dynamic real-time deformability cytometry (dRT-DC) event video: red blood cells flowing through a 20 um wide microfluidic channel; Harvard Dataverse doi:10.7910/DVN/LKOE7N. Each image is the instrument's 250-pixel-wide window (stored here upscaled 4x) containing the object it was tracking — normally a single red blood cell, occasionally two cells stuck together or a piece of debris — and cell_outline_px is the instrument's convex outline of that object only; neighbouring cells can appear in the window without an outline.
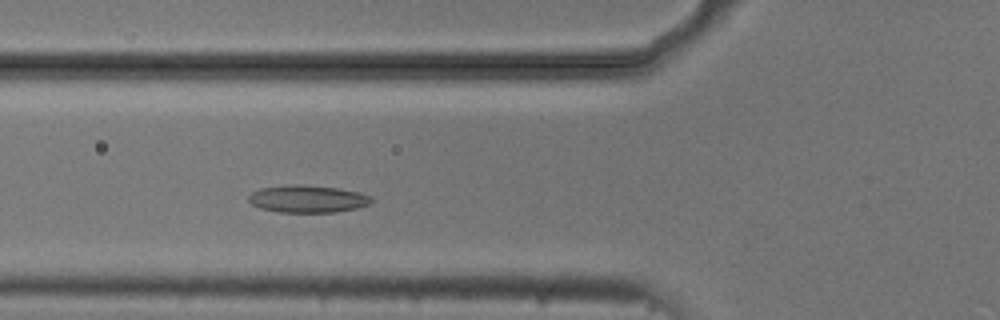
{"species": "common noctule bat (a hibernating species)", "species_latin": "Nyctalus noctula", "temperature_condition": "cold", "stored_images_in_passage": 4, "camera_frame_rate_fps": 3000, "um_per_image_px": 0.085, "animal": {"sex": "male", "body_mass_g": 20.5, "forearm_length_mm": 52.5}, "frame": {"image": 1, "passage_image": 4, "time_ms": 1.0, "image_size_px": [1000, 320], "cell_outline_px": [[376, 200], [372, 204], [356, 208], [336, 212], [280, 212], [260, 208], [252, 204], [248, 200], [248, 196], [252, 192], [260, 188], [292, 184], [300, 184], [336, 188], [360, 192], [372, 196]], "centroid_in_image_um": [26.2, 16.9], "position_along_channel_um": 99.6, "area_um2": 19.77}}